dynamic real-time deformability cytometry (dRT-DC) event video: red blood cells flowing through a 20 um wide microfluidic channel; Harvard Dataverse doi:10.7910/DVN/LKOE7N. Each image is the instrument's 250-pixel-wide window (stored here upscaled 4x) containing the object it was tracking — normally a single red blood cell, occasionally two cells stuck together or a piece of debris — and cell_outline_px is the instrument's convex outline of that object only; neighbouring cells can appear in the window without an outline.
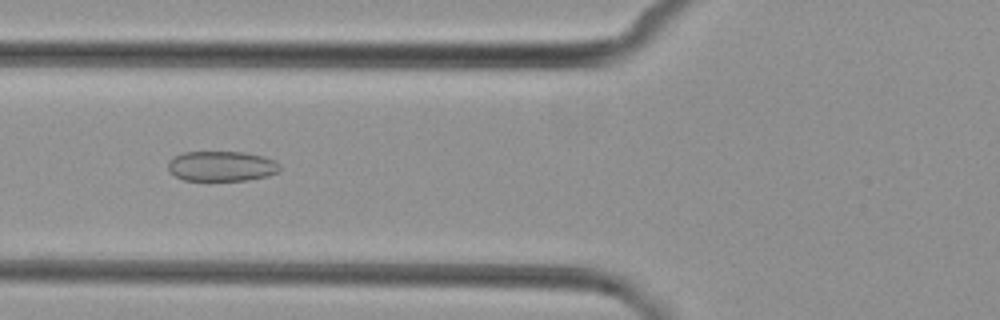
{"species": "common noctule bat (a hibernating species)", "species_latin": "Nyctalus noctula", "temperature_condition": "cold", "stored_images_in_passage": 8, "camera_frame_rate_fps": 3000, "um_per_image_px": 0.085, "animal": {"sex": "female", "body_mass_g": 29.2, "forearm_length_mm": 56.3}, "frame": {"image": 1, "passage_image": 6, "time_ms": 6.667, "image_size_px": [1000, 320], "cell_outline_px": [[280, 168], [276, 172], [268, 176], [248, 180], [184, 180], [176, 176], [168, 168], [168, 160], [172, 156], [184, 152], [244, 152], [264, 156], [280, 164]], "centroid_in_image_um": [18.82, 14.11], "position_along_channel_um": 107.0, "area_um2": 19.59}}
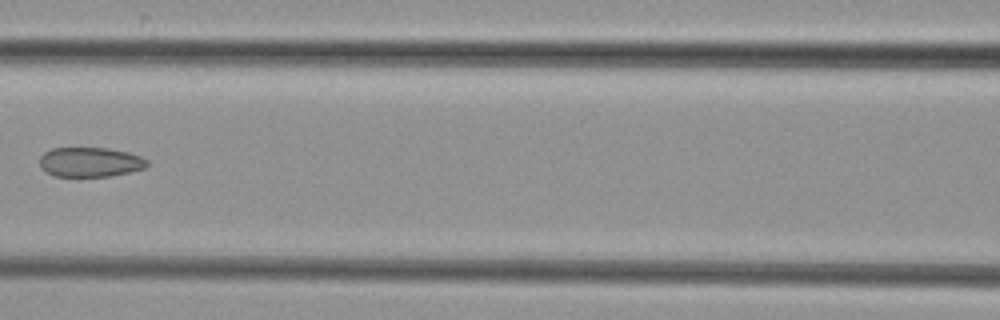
{"frame": {"image": 2, "passage_image": 7, "time_ms": 8.0, "image_size_px": [1000, 320], "cell_outline_px": [[148, 164], [144, 168], [112, 176], [52, 176], [44, 172], [40, 168], [40, 156], [44, 152], [52, 148], [108, 148], [128, 152], [140, 156], [148, 160]], "centroid_in_image_um": [7.62, 13.78], "position_along_channel_um": 159.0, "area_um2": 18.67}}
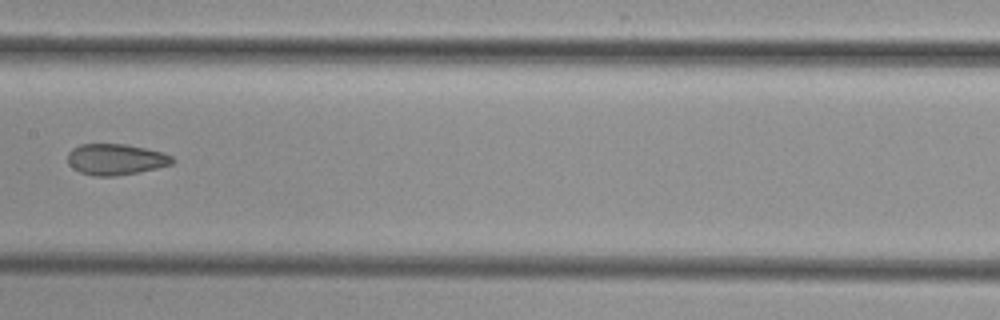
{"frame": {"image": 3, "passage_image": 8, "time_ms": 9.0, "image_size_px": [1000, 320], "cell_outline_px": [[176, 160], [172, 164], [156, 168], [116, 176], [92, 176], [80, 172], [72, 168], [68, 164], [68, 152], [72, 148], [80, 144], [124, 144], [164, 152], [172, 156]], "centroid_in_image_um": [9.82, 13.54], "position_along_channel_um": 197.6, "area_um2": 19.02}}